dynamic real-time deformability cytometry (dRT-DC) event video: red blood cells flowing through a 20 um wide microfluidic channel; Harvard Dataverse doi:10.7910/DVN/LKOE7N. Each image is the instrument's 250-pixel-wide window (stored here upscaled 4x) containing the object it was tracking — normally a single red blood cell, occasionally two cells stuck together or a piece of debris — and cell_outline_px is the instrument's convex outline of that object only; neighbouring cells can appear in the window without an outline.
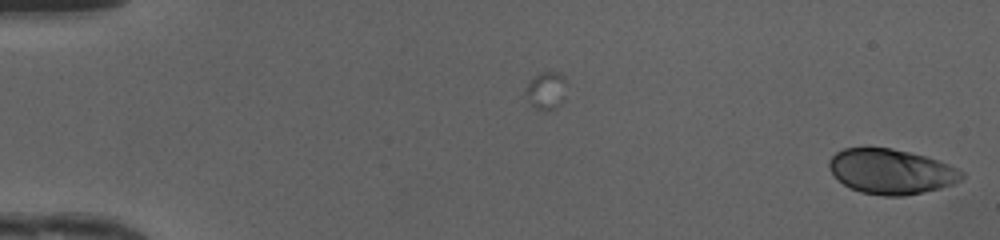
{"species": "human", "species_latin": "Homo sapiens", "temperature_condition": "cold", "stored_images_in_passage": 15, "camera_frame_rate_fps": 3000, "um_per_image_px": 0.085, "donor": {"sex": "female"}, "frame": {"image": 1, "passage_image": 15, "time_ms": 4.667, "image_size_px": [1000, 240], "cell_outline_px": [[964, 176], [960, 180], [952, 184], [940, 188], [904, 196], [884, 196], [860, 192], [844, 184], [828, 168], [828, 160], [836, 152], [844, 148], [892, 148], [924, 156], [948, 164], [964, 172]], "centroid_in_image_um": [75.73, 14.58], "position_along_channel_um": 9.3, "area_um2": 34.45}}